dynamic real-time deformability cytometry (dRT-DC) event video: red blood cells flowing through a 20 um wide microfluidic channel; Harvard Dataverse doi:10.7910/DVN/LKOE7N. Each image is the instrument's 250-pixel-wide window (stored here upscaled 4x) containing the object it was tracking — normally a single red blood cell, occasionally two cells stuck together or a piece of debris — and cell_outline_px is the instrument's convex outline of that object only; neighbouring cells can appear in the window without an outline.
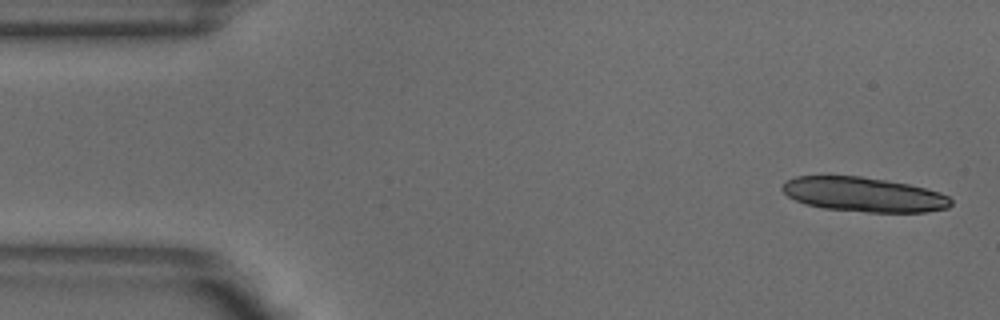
{"species": "common noctule bat (a hibernating species)", "species_latin": "Nyctalus noctula", "temperature_condition": "warm", "stored_images_in_passage": 6, "camera_frame_rate_fps": 3000, "um_per_image_px": 0.085, "animal": {"sex": "male", "body_mass_g": 18.8}, "frame": {"image": 1, "passage_image": 1, "time_ms": 0.0, "image_size_px": [1000, 320], "cell_outline_px": [[952, 204], [948, 208], [924, 212], [868, 212], [824, 208], [808, 204], [796, 200], [788, 196], [780, 188], [788, 180], [796, 176], [860, 176], [908, 184], [940, 192], [948, 196], [952, 200]], "centroid_in_image_um": [73.44, 16.53], "position_along_channel_um": 11.6, "area_um2": 33.64}}
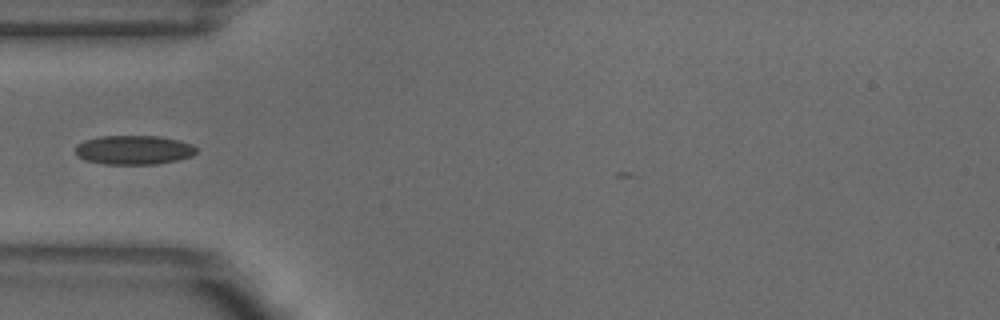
{"frame": {"image": 2, "passage_image": 5, "time_ms": 1.333, "image_size_px": [1000, 320], "cell_outline_px": [[196, 152], [192, 156], [176, 160], [156, 164], [104, 164], [84, 160], [76, 152], [76, 144], [84, 140], [100, 136], [160, 136], [180, 140], [192, 144], [196, 148]], "centroid_in_image_um": [11.38, 12.74], "position_along_channel_um": 73.6, "area_um2": 20.58}}